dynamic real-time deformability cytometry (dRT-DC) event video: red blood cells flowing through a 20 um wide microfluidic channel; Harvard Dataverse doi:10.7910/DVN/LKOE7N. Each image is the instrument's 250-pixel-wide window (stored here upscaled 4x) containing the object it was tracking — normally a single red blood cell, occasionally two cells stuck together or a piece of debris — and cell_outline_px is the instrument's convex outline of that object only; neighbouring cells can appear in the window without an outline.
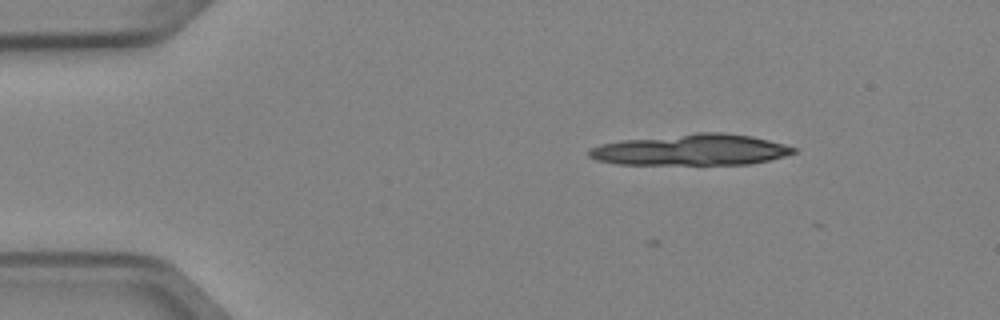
{"species": "Egyptian fruit bat (a non-hibernating species)", "species_latin": "Rousettus aegyptiacus", "temperature_condition": "cold", "stored_images_in_passage": 2, "camera_frame_rate_fps": 3000, "um_per_image_px": 0.085, "animal": {"sex": "female"}, "frame": {"image": 1, "passage_image": 2, "time_ms": 0.333, "image_size_px": [1000, 320], "cell_outline_px": [[800, 148], [796, 152], [784, 156], [768, 160], [748, 164], [616, 164], [596, 160], [588, 156], [588, 148], [600, 144], [620, 140], [696, 132], [724, 132], [752, 136]], "centroid_in_image_um": [58.74, 12.72], "position_along_channel_um": 26.3, "area_um2": 37.4}}